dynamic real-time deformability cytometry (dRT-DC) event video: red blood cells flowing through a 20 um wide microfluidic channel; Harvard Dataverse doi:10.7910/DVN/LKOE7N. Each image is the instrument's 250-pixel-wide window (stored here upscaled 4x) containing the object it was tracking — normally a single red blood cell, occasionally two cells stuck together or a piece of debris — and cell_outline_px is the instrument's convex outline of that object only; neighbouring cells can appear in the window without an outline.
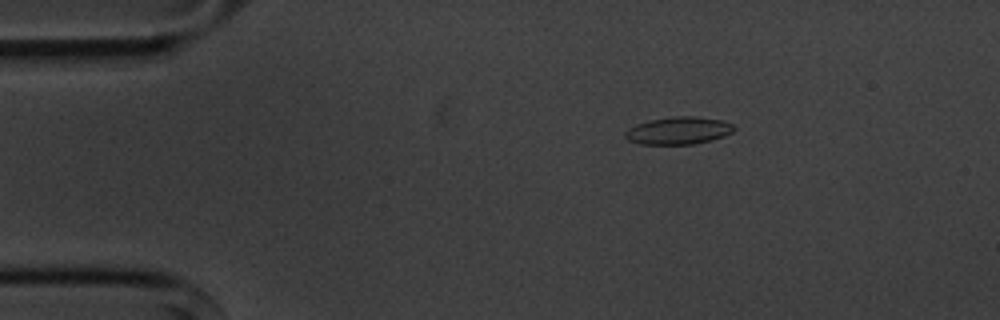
{"species": "common noctule bat (a hibernating species)", "species_latin": "Nyctalus noctula", "temperature_condition": "cold", "stored_images_in_passage": 10, "camera_frame_rate_fps": 3000, "um_per_image_px": 0.085, "animal": {"sex": "male", "body_mass_g": 20.1, "forearm_length_mm": 53.5}, "frame": {"image": 1, "passage_image": 2, "time_ms": 1.0, "image_size_px": [1000, 320], "cell_outline_px": [[736, 128], [732, 132], [724, 136], [692, 144], [640, 144], [628, 140], [624, 136], [624, 132], [628, 128], [636, 124], [648, 120], [672, 116], [696, 116], [720, 120], [732, 124]], "centroid_in_image_um": [57.63, 11.09], "position_along_channel_um": 27.4, "area_um2": 17.4}}
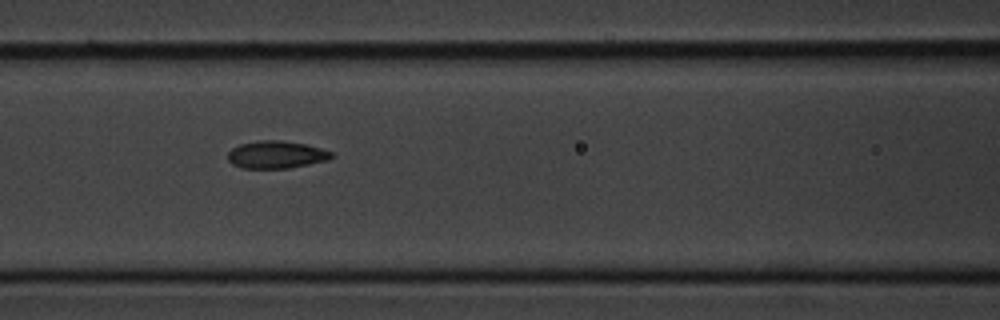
{"frame": {"image": 2, "passage_image": 6, "time_ms": 5.667, "image_size_px": [1000, 320], "cell_outline_px": [[336, 156], [328, 160], [288, 168], [240, 168], [232, 164], [228, 160], [228, 152], [232, 148], [240, 144], [260, 140], [280, 140], [308, 144], [332, 152]], "centroid_in_image_um": [23.49, 13.14], "position_along_channel_um": 143.1, "area_um2": 16.7}}
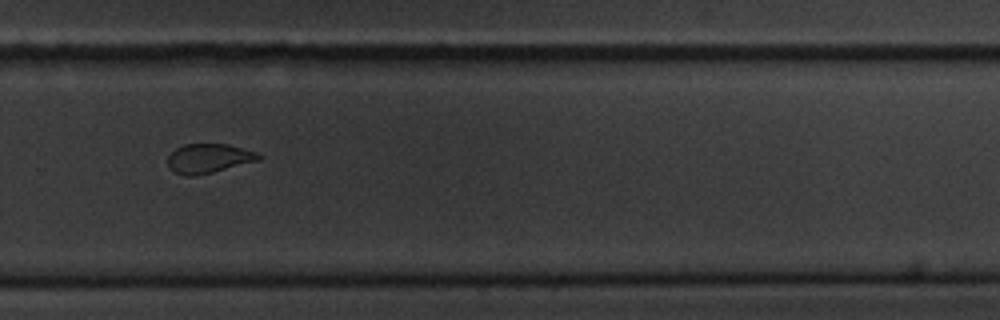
{"frame": {"image": 3, "passage_image": 10, "time_ms": 10.333, "image_size_px": [1000, 320], "cell_outline_px": [[260, 160], [212, 172], [192, 176], [184, 176], [176, 172], [168, 164], [168, 156], [176, 148], [184, 144], [228, 144], [256, 152], [260, 156]], "centroid_in_image_um": [17.73, 13.45], "position_along_channel_um": 312.1, "area_um2": 15.26}}